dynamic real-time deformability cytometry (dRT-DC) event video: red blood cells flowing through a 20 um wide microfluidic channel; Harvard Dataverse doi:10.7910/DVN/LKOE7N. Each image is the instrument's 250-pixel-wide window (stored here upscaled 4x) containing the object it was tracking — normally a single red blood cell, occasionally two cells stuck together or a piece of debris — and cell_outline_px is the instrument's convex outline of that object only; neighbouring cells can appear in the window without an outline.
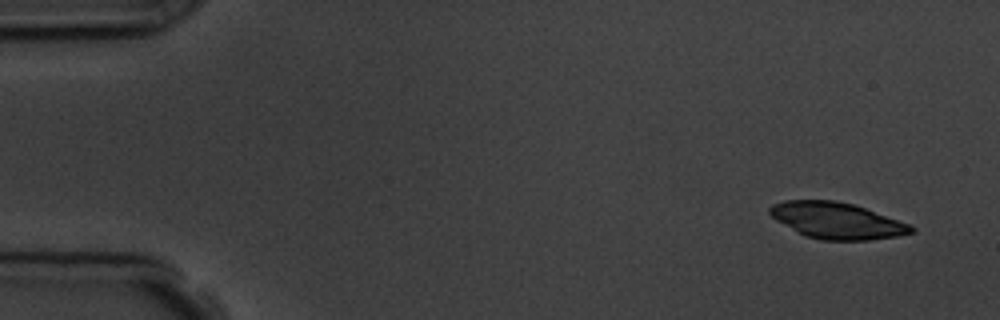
{"species": "common noctule bat (a hibernating species)", "species_latin": "Nyctalus noctula", "temperature_condition": "room temperature", "stored_images_in_passage": 6, "camera_frame_rate_fps": 3000, "um_per_image_px": 0.085, "animal": {"sex": "male", "body_mass_g": 19.5, "forearm_length_mm": 54.6}, "frame": {"image": 1, "passage_image": 1, "time_ms": 0.0, "image_size_px": [1000, 320], "cell_outline_px": [[916, 232], [896, 236], [868, 240], [820, 240], [804, 236], [776, 220], [768, 212], [768, 208], [772, 204], [784, 200], [836, 200], [852, 204], [864, 208], [908, 224], [916, 228]], "centroid_in_image_um": [71.09, 18.75], "position_along_channel_um": 13.9, "area_um2": 29.77}}